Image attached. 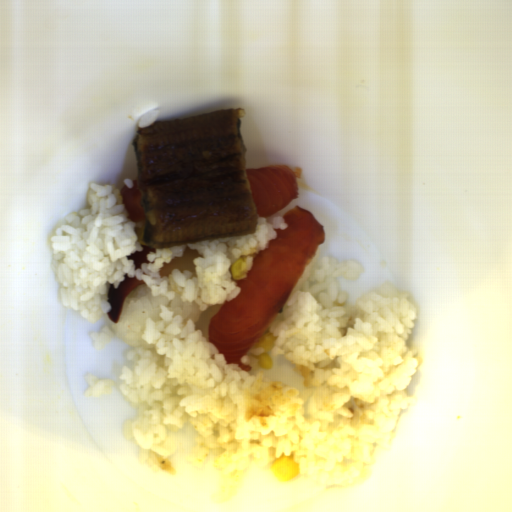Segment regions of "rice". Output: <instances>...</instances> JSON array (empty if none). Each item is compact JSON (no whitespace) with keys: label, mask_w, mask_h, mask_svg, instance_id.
<instances>
[{"label":"rice","mask_w":512,"mask_h":512,"mask_svg":"<svg viewBox=\"0 0 512 512\" xmlns=\"http://www.w3.org/2000/svg\"><path fill=\"white\" fill-rule=\"evenodd\" d=\"M263 352V347L257 344L255 347L247 351V353L242 357V362L251 367L254 365H259L258 356L263 354Z\"/></svg>","instance_id":"7"},{"label":"rice","mask_w":512,"mask_h":512,"mask_svg":"<svg viewBox=\"0 0 512 512\" xmlns=\"http://www.w3.org/2000/svg\"><path fill=\"white\" fill-rule=\"evenodd\" d=\"M161 305L169 311L177 312L186 320H193L195 325L203 310L198 303L184 302L180 294L173 299L162 295H153L149 286L144 282L136 286L126 296L117 323L112 321L111 332L114 337L127 346H138L143 342L146 323L150 317H158Z\"/></svg>","instance_id":"3"},{"label":"rice","mask_w":512,"mask_h":512,"mask_svg":"<svg viewBox=\"0 0 512 512\" xmlns=\"http://www.w3.org/2000/svg\"><path fill=\"white\" fill-rule=\"evenodd\" d=\"M160 113H161V111H159L157 109L145 113L144 115L139 117L138 126L142 128V127H147L149 125L155 124V122L157 121V119L160 116Z\"/></svg>","instance_id":"8"},{"label":"rice","mask_w":512,"mask_h":512,"mask_svg":"<svg viewBox=\"0 0 512 512\" xmlns=\"http://www.w3.org/2000/svg\"><path fill=\"white\" fill-rule=\"evenodd\" d=\"M87 198L88 207L70 212L49 243L60 302L92 324L111 310L109 287H118L126 275L140 279L152 295L172 300L179 294L183 303H197L200 311L231 301L241 291L232 277L233 263L242 258L243 271H250L256 252L269 246L277 230L288 227L282 215L273 222L256 216V232L252 235L155 248L148 252V262L137 269L128 257L142 251V244L135 232L137 225L128 219L120 191L113 184L91 182ZM188 246L203 255L193 261L196 276L190 271L180 274L179 270L159 276L164 263L181 256Z\"/></svg>","instance_id":"2"},{"label":"rice","mask_w":512,"mask_h":512,"mask_svg":"<svg viewBox=\"0 0 512 512\" xmlns=\"http://www.w3.org/2000/svg\"><path fill=\"white\" fill-rule=\"evenodd\" d=\"M123 183L126 185L127 189H130L133 187V180L129 177H124Z\"/></svg>","instance_id":"9"},{"label":"rice","mask_w":512,"mask_h":512,"mask_svg":"<svg viewBox=\"0 0 512 512\" xmlns=\"http://www.w3.org/2000/svg\"><path fill=\"white\" fill-rule=\"evenodd\" d=\"M320 253H321V249L318 245L309 265L307 266V268L305 269V271L303 272V274L301 275V277L299 278V280L297 281L296 285L294 286V288L292 289V291L290 292V294L288 295V297L286 298V300L284 301V303L282 304L281 308L279 309V311L277 312L276 316L274 317V319L272 320L271 324L269 325L268 328H270L271 326H273L274 324H276L277 322L280 321V319L283 317L292 297L298 293L303 285L305 284V282L307 281V279L309 278L310 274L312 273L315 265L317 264L318 262V259H319V256H320Z\"/></svg>","instance_id":"4"},{"label":"rice","mask_w":512,"mask_h":512,"mask_svg":"<svg viewBox=\"0 0 512 512\" xmlns=\"http://www.w3.org/2000/svg\"><path fill=\"white\" fill-rule=\"evenodd\" d=\"M114 337L115 335L108 324H104L100 332H91L90 338L93 341V351L95 353H99L103 350L104 346L109 344L111 339H114Z\"/></svg>","instance_id":"6"},{"label":"rice","mask_w":512,"mask_h":512,"mask_svg":"<svg viewBox=\"0 0 512 512\" xmlns=\"http://www.w3.org/2000/svg\"><path fill=\"white\" fill-rule=\"evenodd\" d=\"M364 273L356 260L323 257L268 328L276 335L269 357L293 362L299 386L227 363L193 319L161 304L119 375L136 409L125 437L141 461L173 473L171 438L190 425L192 462L210 455L220 478L216 502L228 503L246 477L272 470L279 457L293 458L295 478L322 491L361 485L377 448L390 446L422 365L410 347L419 317L410 290L386 280L347 306L339 281Z\"/></svg>","instance_id":"1"},{"label":"rice","mask_w":512,"mask_h":512,"mask_svg":"<svg viewBox=\"0 0 512 512\" xmlns=\"http://www.w3.org/2000/svg\"><path fill=\"white\" fill-rule=\"evenodd\" d=\"M88 383L83 395L84 397L93 396L100 398L102 395H110L112 393V387L115 386V382L111 379H100L97 380L91 373H86L84 377Z\"/></svg>","instance_id":"5"}]
</instances>
